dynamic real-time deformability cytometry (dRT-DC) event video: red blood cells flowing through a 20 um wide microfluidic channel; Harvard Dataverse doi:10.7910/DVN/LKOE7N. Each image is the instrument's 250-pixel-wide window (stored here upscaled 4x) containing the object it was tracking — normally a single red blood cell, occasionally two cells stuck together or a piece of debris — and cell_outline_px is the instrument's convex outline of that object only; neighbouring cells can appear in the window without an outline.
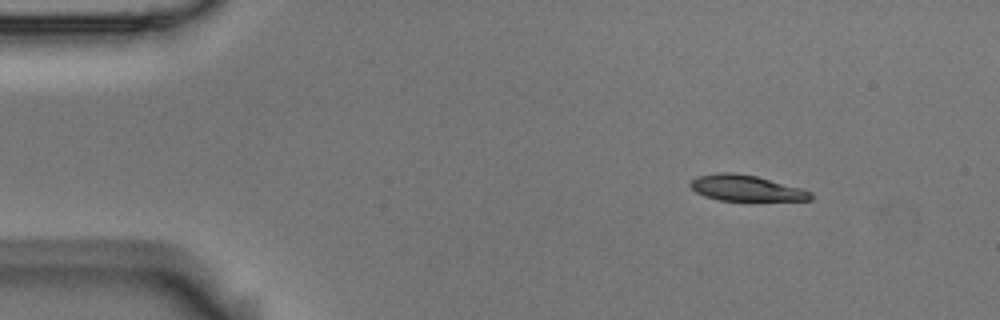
{"species": "Egyptian fruit bat (a non-hibernating species)", "species_latin": "Rousettus aegyptiacus", "temperature_condition": "room temperature", "stored_images_in_passage": 5, "camera_frame_rate_fps": 3000, "um_per_image_px": 0.085, "animal": {"sex": "male"}, "frame": {"image": 1, "passage_image": 1, "time_ms": 0.0, "image_size_px": [1000, 320], "cell_outline_px": [[816, 196], [812, 200], [720, 200], [704, 196], [696, 192], [688, 184], [696, 176], [716, 172], [736, 172], [756, 176], [800, 188], [812, 192]], "centroid_in_image_um": [63.4, 15.98], "position_along_channel_um": 21.6, "area_um2": 18.15}}
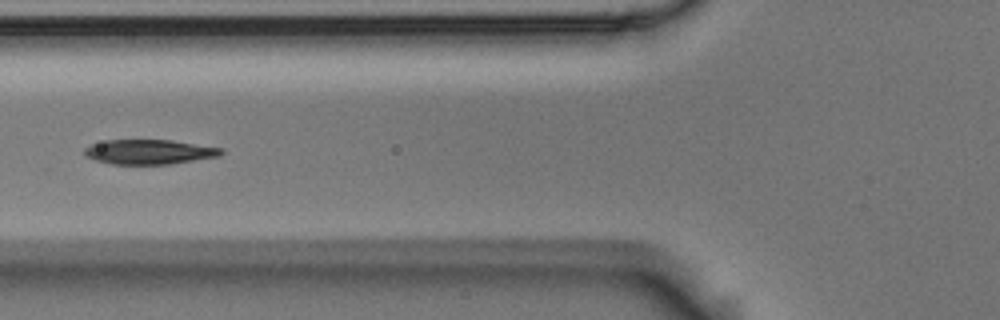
{"frame": {"image": 2, "passage_image": 5, "time_ms": 1.333, "image_size_px": [1000, 320], "cell_outline_px": [[224, 152], [220, 156], [168, 164], [112, 164], [96, 160], [84, 156], [84, 148], [92, 144], [108, 140], [172, 140], [224, 148]], "centroid_in_image_um": [12.7, 12.9], "position_along_channel_um": 113.1, "area_um2": 19.65}}